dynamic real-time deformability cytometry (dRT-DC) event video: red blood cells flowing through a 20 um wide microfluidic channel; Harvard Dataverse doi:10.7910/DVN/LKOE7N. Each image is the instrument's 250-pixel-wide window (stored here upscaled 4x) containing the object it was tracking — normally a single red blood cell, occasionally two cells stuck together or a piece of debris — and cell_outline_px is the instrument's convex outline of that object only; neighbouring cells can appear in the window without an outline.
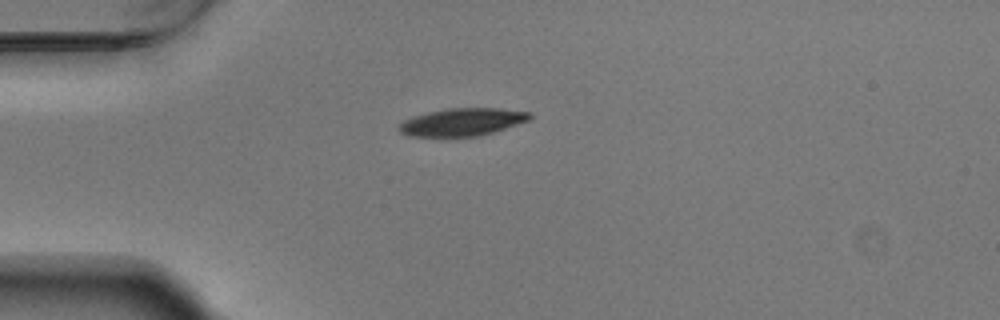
{"species": "Egyptian fruit bat (a non-hibernating species)", "species_latin": "Rousettus aegyptiacus", "temperature_condition": "warm", "stored_images_in_passage": 41, "camera_frame_rate_fps": 3000, "um_per_image_px": 0.085, "animal": {"sex": "male"}, "frame": {"image": 1, "passage_image": 1, "time_ms": 0.0, "image_size_px": [1000, 320], "cell_outline_px": [[532, 116], [528, 120], [480, 136], [412, 136], [400, 132], [400, 124], [404, 120], [428, 112], [448, 108], [500, 108], [532, 112]], "centroid_in_image_um": [39.33, 10.36], "position_along_channel_um": 45.7, "area_um2": 20.69}}
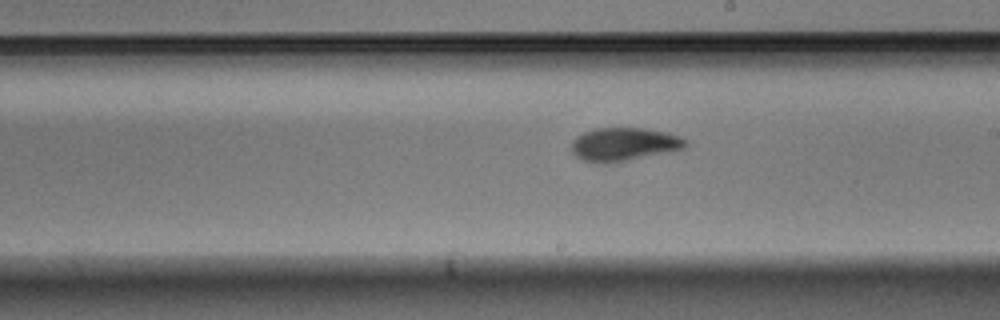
{"frame": {"image": 2, "passage_image": 18, "time_ms": 5.667, "image_size_px": [1000, 320], "cell_outline_px": [[688, 144], [684, 148], [604, 164], [584, 160], [576, 156], [572, 152], [572, 140], [576, 136], [584, 132], [596, 128], [644, 128], [668, 132], [688, 140]], "centroid_in_image_um": [53.01, 12.24], "position_along_channel_um": 236.0, "area_um2": 21.79}}
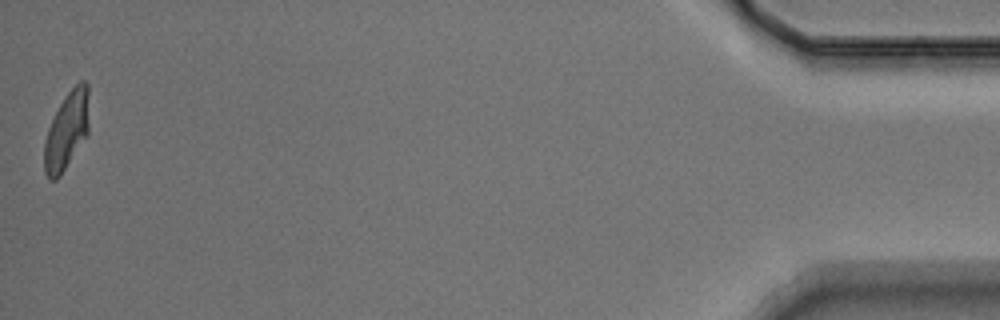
{"frame": {"image": 3, "passage_image": 41, "time_ms": 13.333, "image_size_px": [1000, 320], "cell_outline_px": [[88, 136], [60, 176], [56, 180], [48, 180], [44, 172], [44, 144], [48, 128], [60, 104], [68, 92], [80, 80], [84, 80], [88, 84]], "centroid_in_image_um": [5.67, 11.15], "position_along_channel_um": 429.5, "area_um2": 20.4}, "authors_computed_cell_mechanics": {"area_um2": 21.2126, "velocity_mm_per_s": 3.7102, "shape_relaxation_time_tau1_ms": 4.2679, "shape_relaxation_time_tau2_ms": 1.7998, "deformation_change_tau1": 0.177, "deformation_change_tau2": 0.0747}}